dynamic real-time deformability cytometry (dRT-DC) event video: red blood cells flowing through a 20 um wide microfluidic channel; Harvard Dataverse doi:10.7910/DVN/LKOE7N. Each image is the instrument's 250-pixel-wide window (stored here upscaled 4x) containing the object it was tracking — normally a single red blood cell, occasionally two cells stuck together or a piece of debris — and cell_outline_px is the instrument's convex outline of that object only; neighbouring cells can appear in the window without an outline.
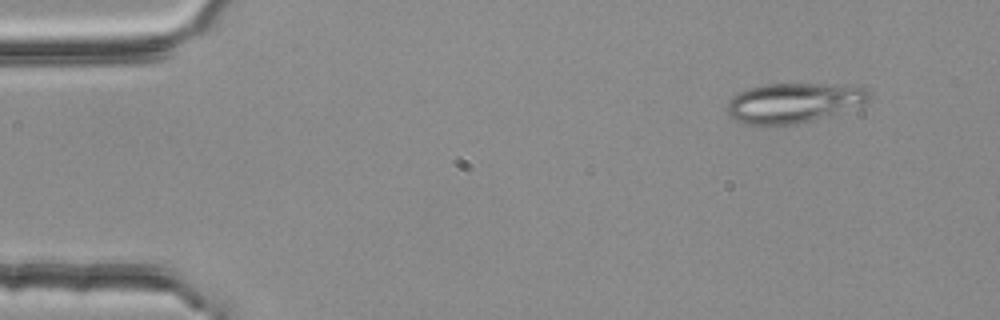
{"species": "common noctule bat (a hibernating species)", "species_latin": "Nyctalus noctula", "temperature_condition": "room temperature", "stored_images_in_passage": 3, "camera_frame_rate_fps": 3000, "um_per_image_px": 0.085, "animal": {"sex": "female", "body_mass_g": 25.1}, "frame": {"image": 1, "passage_image": 1, "time_ms": 0.0, "image_size_px": [1000, 320], "cell_outline_px": [[872, 96], [868, 100], [860, 104], [812, 120], [796, 124], [744, 124], [736, 120], [728, 112], [728, 100], [732, 96], [744, 88], [764, 84], [840, 84], [864, 88], [872, 92]], "centroid_in_image_um": [67.41, 8.71], "position_along_channel_um": 17.6, "area_um2": 32.54}}